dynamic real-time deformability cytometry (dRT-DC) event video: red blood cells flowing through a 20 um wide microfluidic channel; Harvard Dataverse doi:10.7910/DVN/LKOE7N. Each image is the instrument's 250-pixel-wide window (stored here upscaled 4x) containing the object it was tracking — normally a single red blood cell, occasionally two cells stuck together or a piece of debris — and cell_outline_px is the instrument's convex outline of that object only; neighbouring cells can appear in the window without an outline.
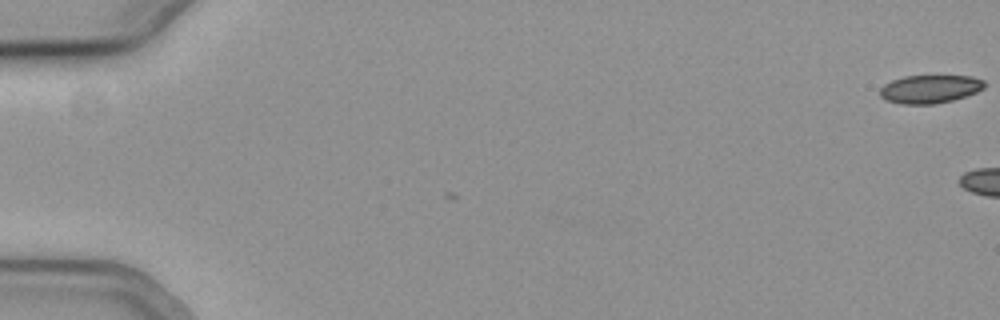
{"species": "common noctule bat (a hibernating species)", "species_latin": "Nyctalus noctula", "temperature_condition": "cold", "stored_images_in_passage": 2, "camera_frame_rate_fps": 3000, "um_per_image_px": 0.085, "animal": {"sex": "female", "body_mass_g": 19.3, "forearm_length_mm": 54.1}, "frame": {"image": 1, "passage_image": 2, "time_ms": 0.333, "image_size_px": [1000, 320], "cell_outline_px": [[984, 88], [976, 92], [952, 100], [932, 104], [904, 104], [888, 100], [880, 96], [880, 88], [884, 84], [892, 80], [904, 76], [972, 76], [984, 80]], "centroid_in_image_um": [79.04, 7.56], "position_along_channel_um": 6.0, "area_um2": 16.99}}